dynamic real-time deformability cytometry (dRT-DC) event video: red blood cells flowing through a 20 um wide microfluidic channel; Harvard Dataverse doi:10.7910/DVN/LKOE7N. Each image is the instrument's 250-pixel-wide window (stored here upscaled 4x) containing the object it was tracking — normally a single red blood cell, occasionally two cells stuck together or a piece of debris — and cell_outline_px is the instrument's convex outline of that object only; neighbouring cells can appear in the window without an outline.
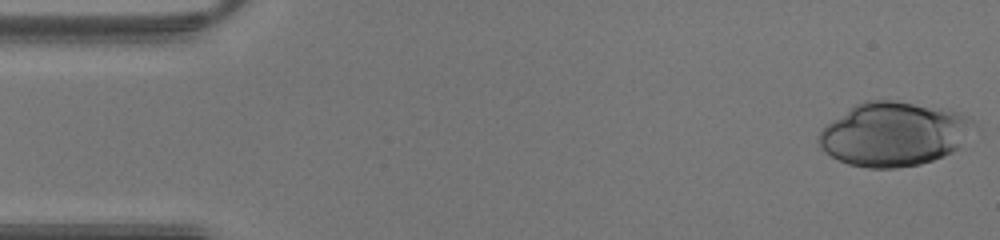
{"species": "human", "species_latin": "Homo sapiens", "temperature_condition": "warm", "stored_images_in_passage": 15, "camera_frame_rate_fps": 3000, "um_per_image_px": 0.085, "donor": {"sex": "male"}, "frame": {"image": 1, "passage_image": 1, "time_ms": 0.0, "image_size_px": [1000, 240], "cell_outline_px": [[980, 128], [960, 148], [952, 152], [932, 160], [920, 164], [896, 168], [868, 168], [848, 164], [824, 152], [820, 148], [816, 140], [820, 132], [832, 120], [856, 104], [864, 100], [892, 100], [940, 108], [960, 112], [972, 116], [976, 120]], "centroid_in_image_um": [76.07, 11.39], "position_along_channel_um": 8.9, "area_um2": 58.61}}
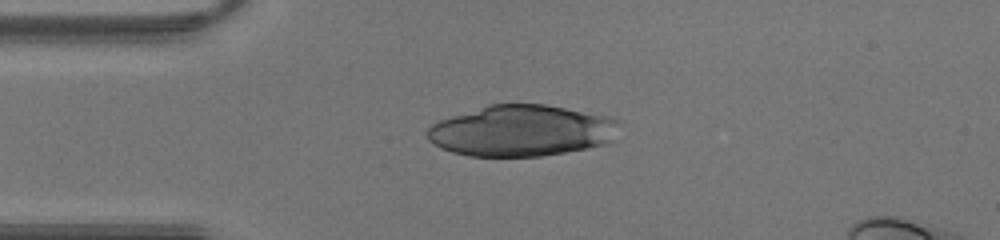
{"frame": {"image": 2, "passage_image": 10, "time_ms": 3.0, "image_size_px": [1000, 240], "cell_outline_px": [[620, 124], [612, 140], [608, 144], [564, 152], [540, 156], [468, 156], [452, 152], [440, 148], [428, 140], [428, 128], [432, 124], [440, 120], [488, 104], [544, 104], [608, 116], [616, 120]], "centroid_in_image_um": [44.32, 11.11], "position_along_channel_um": 40.7, "area_um2": 57.11}}